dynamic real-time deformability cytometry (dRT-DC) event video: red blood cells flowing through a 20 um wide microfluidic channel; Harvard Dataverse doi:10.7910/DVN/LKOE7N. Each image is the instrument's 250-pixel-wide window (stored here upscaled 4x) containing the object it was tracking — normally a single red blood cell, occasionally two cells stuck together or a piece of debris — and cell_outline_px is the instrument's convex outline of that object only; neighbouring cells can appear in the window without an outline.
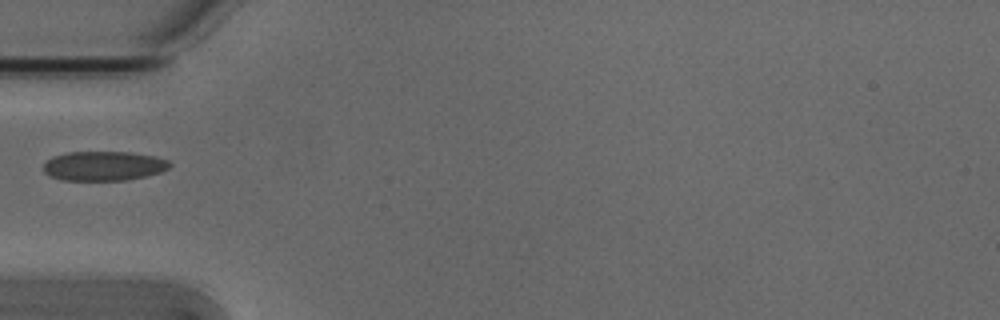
{"species": "Egyptian fruit bat (a non-hibernating species)", "species_latin": "Rousettus aegyptiacus", "temperature_condition": "cold", "stored_images_in_passage": 6, "camera_frame_rate_fps": 3000, "um_per_image_px": 0.085, "animal": {"sex": "male"}, "frame": {"image": 1, "passage_image": 5, "time_ms": 1.333, "image_size_px": [1000, 320], "cell_outline_px": [[172, 164], [168, 168], [160, 172], [144, 176], [124, 180], [60, 180], [48, 176], [44, 172], [44, 164], [52, 156], [68, 152], [132, 152], [156, 156], [168, 160]], "centroid_in_image_um": [8.8, 14.1], "position_along_channel_um": 76.2, "area_um2": 21.73}}
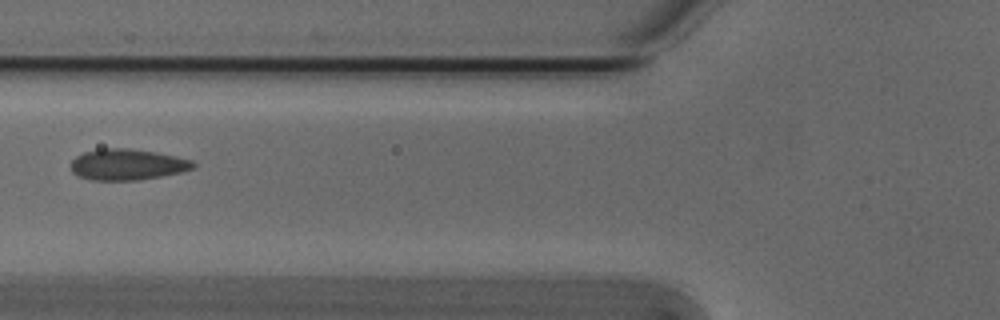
{"frame": {"image": 2, "passage_image": 6, "time_ms": 1.667, "image_size_px": [1000, 320], "cell_outline_px": [[196, 168], [180, 172], [140, 180], [88, 180], [72, 172], [72, 160], [76, 156], [84, 152], [100, 148], [124, 148], [156, 152], [176, 156], [192, 160], [196, 164]], "centroid_in_image_um": [10.83, 13.98], "position_along_channel_um": 115.0, "area_um2": 22.14}}